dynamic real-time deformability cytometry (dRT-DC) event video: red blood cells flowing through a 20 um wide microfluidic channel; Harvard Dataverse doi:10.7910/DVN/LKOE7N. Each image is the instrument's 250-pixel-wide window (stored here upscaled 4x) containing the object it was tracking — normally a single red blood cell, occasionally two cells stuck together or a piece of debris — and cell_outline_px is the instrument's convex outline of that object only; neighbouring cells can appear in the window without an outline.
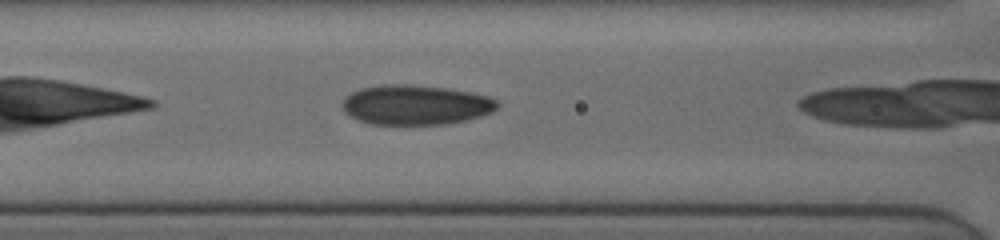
{"species": "human", "species_latin": "Homo sapiens", "temperature_condition": "cold", "stored_images_in_passage": 15, "camera_frame_rate_fps": 3000, "um_per_image_px": 0.085, "donor": {"sex": "female"}, "frame": {"image": 1, "passage_image": 5, "time_ms": 2.0, "image_size_px": [1000, 240], "cell_outline_px": [[500, 104], [492, 112], [480, 116], [464, 120], [444, 124], [372, 124], [356, 120], [344, 112], [340, 104], [344, 96], [360, 88], [384, 84], [412, 84], [448, 88], [488, 96], [496, 100]], "centroid_in_image_um": [35.27, 8.9], "position_along_channel_um": 131.3, "area_um2": 36.18}}